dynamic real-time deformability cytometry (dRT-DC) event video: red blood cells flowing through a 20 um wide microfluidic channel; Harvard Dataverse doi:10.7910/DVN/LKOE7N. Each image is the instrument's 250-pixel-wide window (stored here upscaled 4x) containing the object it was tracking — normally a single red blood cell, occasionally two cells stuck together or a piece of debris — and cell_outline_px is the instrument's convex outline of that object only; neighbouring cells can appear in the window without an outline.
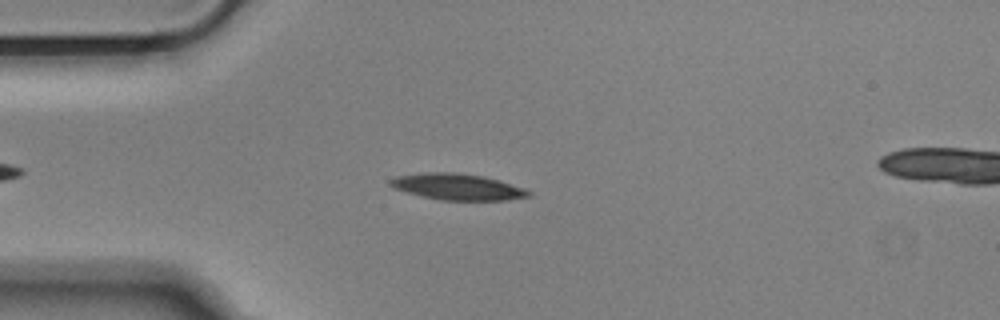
{"species": "Egyptian fruit bat (a non-hibernating species)", "species_latin": "Rousettus aegyptiacus", "temperature_condition": "cold", "stored_images_in_passage": 52, "camera_frame_rate_fps": 3000, "um_per_image_px": 0.085, "animal": {"sex": "male"}, "frame": {"image": 1, "passage_image": 10, "time_ms": 3.0, "image_size_px": [1000, 320], "cell_outline_px": [[532, 196], [508, 200], [440, 200], [420, 196], [392, 188], [388, 184], [388, 180], [396, 176], [424, 172], [456, 172], [484, 176], [500, 180], [524, 188], [532, 192]], "centroid_in_image_um": [38.87, 15.87], "position_along_channel_um": 46.1, "area_um2": 21.5}}
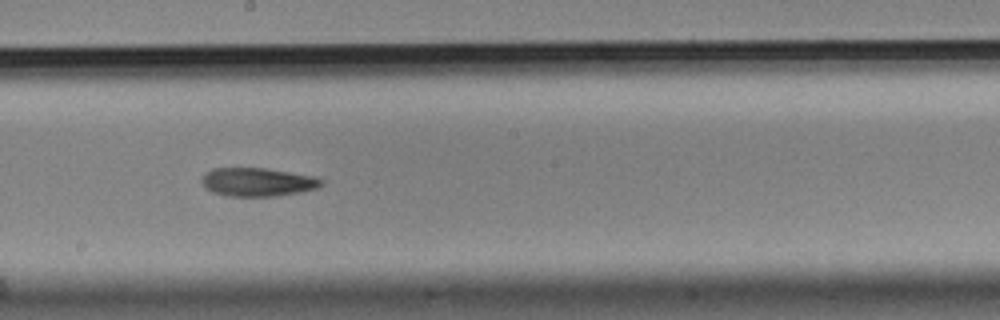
{"frame": {"image": 2, "passage_image": 26, "time_ms": 8.333, "image_size_px": [1000, 320], "cell_outline_px": [[324, 184], [316, 188], [300, 192], [276, 196], [228, 196], [212, 192], [204, 188], [200, 180], [204, 172], [212, 168], [264, 168], [312, 176], [324, 180]], "centroid_in_image_um": [21.83, 15.47], "position_along_channel_um": 226.4, "area_um2": 19.94}}
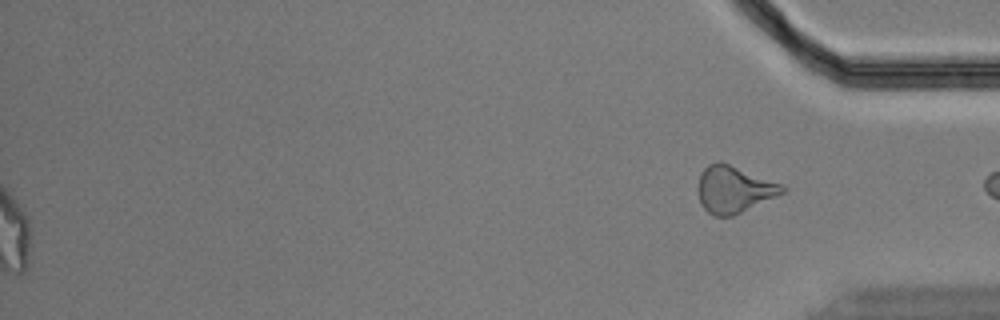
{"frame": {"image": 3, "passage_image": 52, "time_ms": 17.0, "image_size_px": [1000, 320], "cell_outline_px": [[788, 192], [732, 216], [712, 216], [700, 204], [696, 188], [700, 172], [708, 164], [716, 160], [728, 164], [784, 184], [788, 188]], "centroid_in_image_um": [62.39, 16.1], "position_along_channel_um": 372.8, "area_um2": 23.52}, "authors_computed_cell_mechanics": {"area_um2": 20.6057, "velocity_mm_per_s": 3.6523, "shape_relaxation_time_tau1_ms": 6.0197, "shape_relaxation_time_tau2_ms": null, "deformation_change_tau1": 0.1648, "deformation_change_tau2": null}}